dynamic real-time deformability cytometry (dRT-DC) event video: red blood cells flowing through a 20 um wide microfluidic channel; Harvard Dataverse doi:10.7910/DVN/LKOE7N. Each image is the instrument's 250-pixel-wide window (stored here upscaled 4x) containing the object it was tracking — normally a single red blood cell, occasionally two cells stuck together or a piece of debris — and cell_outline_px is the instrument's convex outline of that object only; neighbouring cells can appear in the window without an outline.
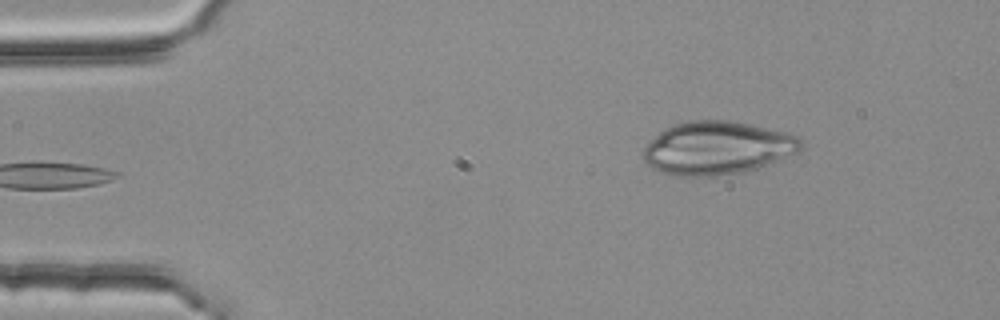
{"species": "common noctule bat (a hibernating species)", "species_latin": "Nyctalus noctula", "temperature_condition": "room temperature", "stored_images_in_passage": 4, "camera_frame_rate_fps": 3000, "um_per_image_px": 0.085, "animal": {"sex": "female", "body_mass_g": 25.1}, "frame": {"image": 1, "passage_image": 4, "time_ms": 1.0, "image_size_px": [1000, 320], "cell_outline_px": [[804, 144], [796, 152], [756, 168], [744, 172], [716, 176], [672, 176], [656, 172], [640, 156], [640, 152], [660, 132], [672, 124], [692, 120], [728, 120], [748, 124], [784, 132], [800, 136]], "centroid_in_image_um": [60.9, 12.59], "position_along_channel_um": 24.1, "area_um2": 48.84}}